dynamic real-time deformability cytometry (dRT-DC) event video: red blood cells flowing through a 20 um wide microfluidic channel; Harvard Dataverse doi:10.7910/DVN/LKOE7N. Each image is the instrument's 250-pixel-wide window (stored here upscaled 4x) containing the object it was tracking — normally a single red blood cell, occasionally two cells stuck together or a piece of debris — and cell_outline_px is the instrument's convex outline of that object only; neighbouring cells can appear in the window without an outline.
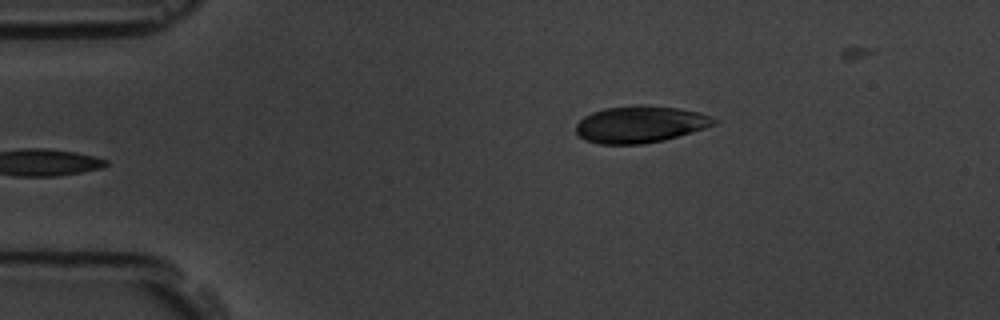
{"species": "common noctule bat (a hibernating species)", "species_latin": "Nyctalus noctula", "temperature_condition": "room temperature", "stored_images_in_passage": 5, "camera_frame_rate_fps": 3000, "um_per_image_px": 0.085, "animal": {"sex": "male", "body_mass_g": 19.5, "forearm_length_mm": 54.6}, "frame": {"image": 1, "passage_image": 5, "time_ms": 5.333, "image_size_px": [1000, 320], "cell_outline_px": [[716, 124], [704, 128], [664, 140], [644, 144], [600, 144], [584, 140], [576, 132], [576, 124], [584, 116], [592, 112], [604, 108], [640, 104], [644, 104], [680, 108], [700, 112], [712, 116], [716, 120]], "centroid_in_image_um": [54.41, 10.55], "position_along_channel_um": 30.6, "area_um2": 29.82}}